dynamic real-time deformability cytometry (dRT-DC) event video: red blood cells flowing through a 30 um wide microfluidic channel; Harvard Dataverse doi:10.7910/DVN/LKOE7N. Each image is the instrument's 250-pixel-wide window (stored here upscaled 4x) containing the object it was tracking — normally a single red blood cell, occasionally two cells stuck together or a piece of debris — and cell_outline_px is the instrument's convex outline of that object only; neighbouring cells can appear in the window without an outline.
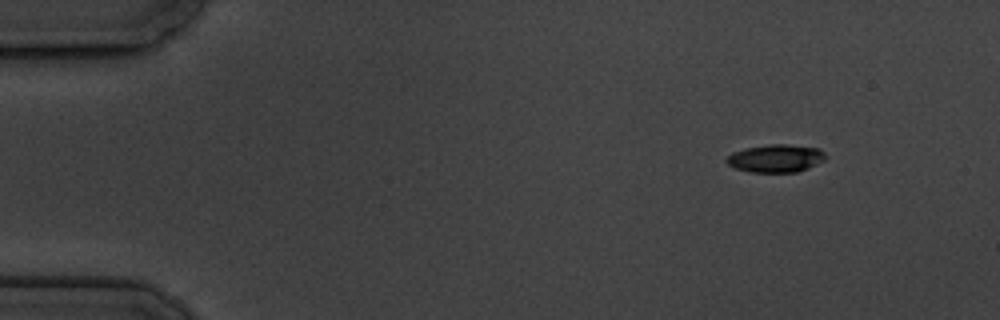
{"species": "common noctule bat (a hibernating species)", "species_latin": "Nyctalus noctula", "temperature_condition": "cold", "stored_images_in_passage": 14, "camera_frame_rate_fps": 3000, "um_per_image_px": 0.085, "animal": {"sex": "male", "body_mass_g": 19.5, "forearm_length_mm": 54.6}, "frame": {"image": 1, "passage_image": 1, "time_ms": 0.0, "image_size_px": [1000, 320], "cell_outline_px": [[828, 156], [824, 160], [808, 168], [796, 172], [752, 172], [736, 168], [728, 164], [724, 160], [732, 152], [744, 148], [768, 144], [788, 144], [820, 148]], "centroid_in_image_um": [65.95, 13.44], "position_along_channel_um": 19.0, "area_um2": 16.18}}
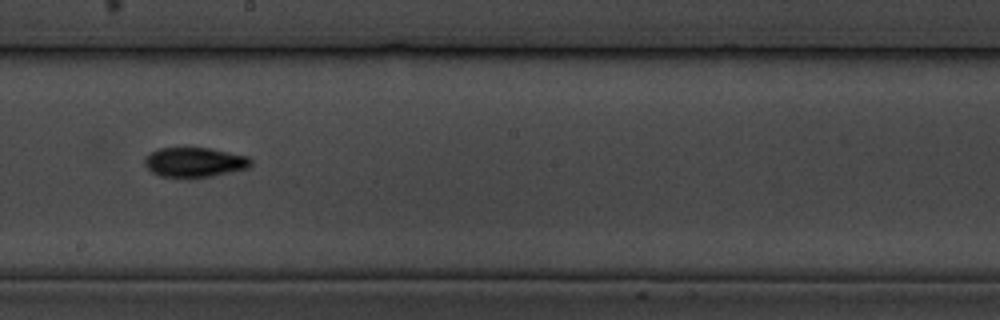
{"frame": {"image": 2, "passage_image": 8, "time_ms": 9.0, "image_size_px": [1000, 320], "cell_outline_px": [[252, 164], [248, 168], [212, 176], [188, 180], [160, 176], [152, 172], [144, 164], [144, 156], [160, 148], [208, 148], [248, 156], [252, 160]], "centroid_in_image_um": [16.51, 13.82], "position_along_channel_um": 231.7, "area_um2": 18.79}}
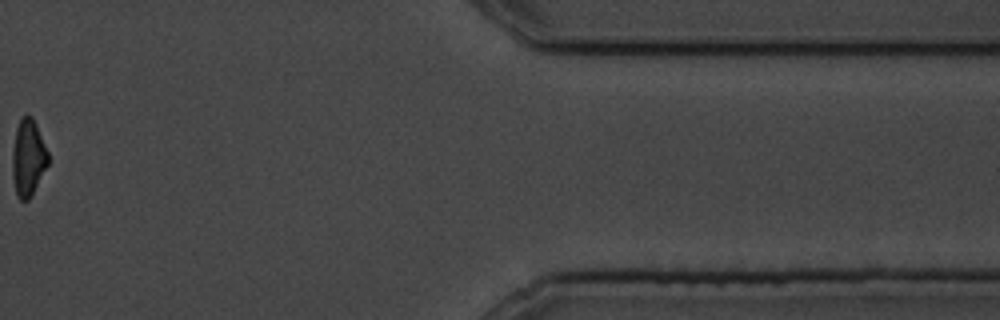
{"frame": {"image": 3, "passage_image": 13, "time_ms": 15.667, "image_size_px": [1000, 320], "cell_outline_px": [[48, 164], [32, 196], [28, 200], [20, 200], [16, 196], [12, 176], [12, 152], [16, 128], [20, 116], [32, 116], [36, 124], [48, 152]], "centroid_in_image_um": [2.38, 13.43], "position_along_channel_um": 409.0, "area_um2": 16.13}, "authors_computed_cell_mechanics": {"area_um2": 17.2822, "velocity_mm_per_s": 3.4176, "shape_relaxation_time_tau1_ms": 3.1293, "shape_relaxation_time_tau2_ms": 2.5601, "deformation_change_tau1": 0.1234, "deformation_change_tau2": 0.07}}